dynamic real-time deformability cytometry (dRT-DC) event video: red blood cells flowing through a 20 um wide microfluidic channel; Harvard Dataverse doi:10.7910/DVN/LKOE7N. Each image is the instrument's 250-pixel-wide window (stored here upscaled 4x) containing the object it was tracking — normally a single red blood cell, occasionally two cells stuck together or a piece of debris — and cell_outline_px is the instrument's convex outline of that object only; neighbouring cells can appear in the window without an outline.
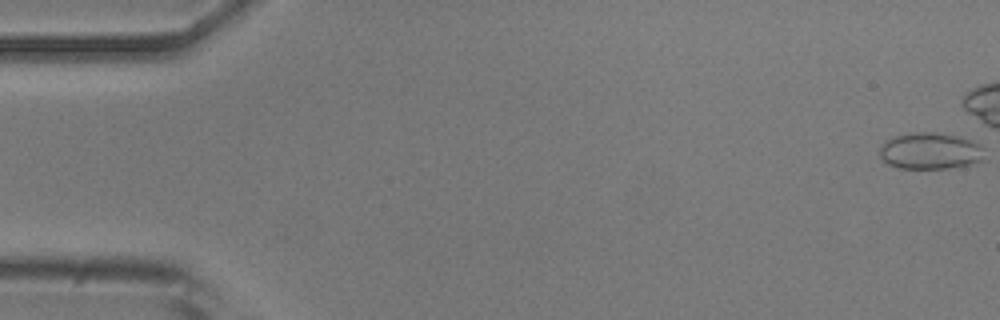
{"species": "common noctule bat (a hibernating species)", "species_latin": "Nyctalus noctula", "temperature_condition": "room temperature", "stored_images_in_passage": 5, "camera_frame_rate_fps": 3000, "um_per_image_px": 0.085, "animal": {"sex": "male", "body_mass_g": 20.5, "forearm_length_mm": 52.5}, "frame": {"image": 1, "passage_image": 1, "time_ms": 0.0, "image_size_px": [1000, 320], "cell_outline_px": [[984, 160], [972, 164], [948, 168], [900, 168], [888, 164], [880, 156], [880, 148], [888, 140], [896, 136], [916, 132], [932, 132], [960, 136], [972, 140], [980, 144], [984, 148]], "centroid_in_image_um": [79.14, 12.83], "position_along_channel_um": 5.9, "area_um2": 22.31}}